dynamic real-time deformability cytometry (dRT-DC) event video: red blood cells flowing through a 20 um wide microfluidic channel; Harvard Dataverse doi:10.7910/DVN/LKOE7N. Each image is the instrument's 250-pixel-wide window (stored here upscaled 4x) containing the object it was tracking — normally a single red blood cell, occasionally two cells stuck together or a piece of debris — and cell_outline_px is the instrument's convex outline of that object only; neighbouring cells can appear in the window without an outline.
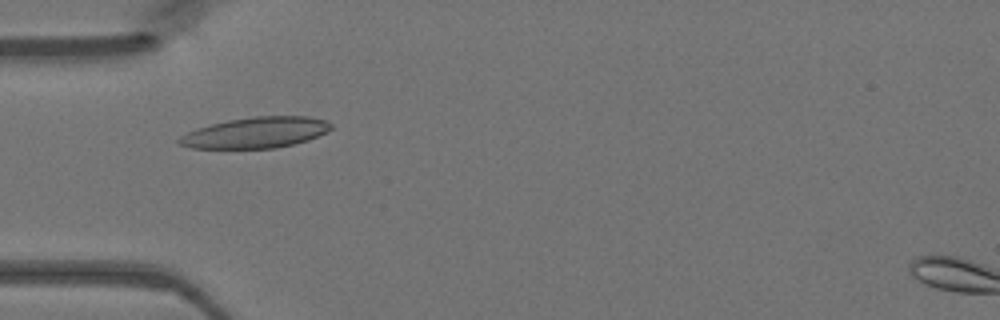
{"species": "Egyptian fruit bat (a non-hibernating species)", "species_latin": "Rousettus aegyptiacus", "temperature_condition": "warm", "stored_images_in_passage": 45, "camera_frame_rate_fps": 3000, "um_per_image_px": 0.085, "animal": {"sex": "female"}, "frame": {"image": 1, "passage_image": 12, "time_ms": 3.667, "image_size_px": [1000, 320], "cell_outline_px": [[332, 128], [328, 132], [308, 140], [276, 148], [192, 148], [180, 144], [176, 140], [180, 136], [196, 128], [228, 120], [256, 116], [308, 116], [328, 120], [332, 124]], "centroid_in_image_um": [21.78, 11.26], "position_along_channel_um": 63.2, "area_um2": 27.34}}
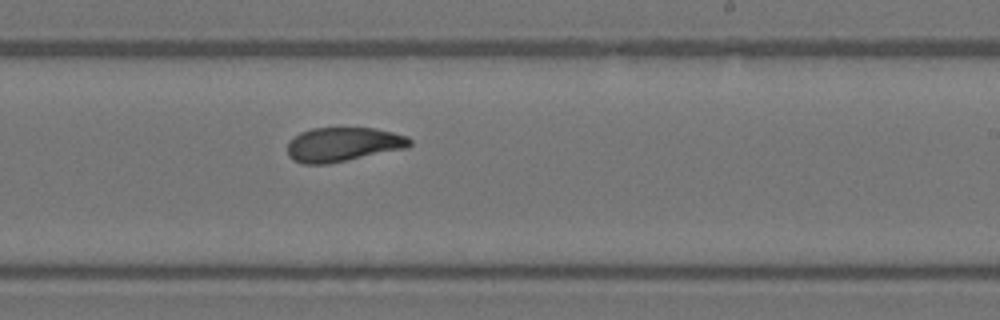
{"frame": {"image": 2, "passage_image": 26, "time_ms": 8.333, "image_size_px": [1000, 320], "cell_outline_px": [[412, 144], [408, 148], [328, 164], [304, 164], [292, 160], [288, 156], [288, 140], [300, 132], [312, 128], [376, 128], [408, 136], [412, 140]], "centroid_in_image_um": [29.16, 12.28], "position_along_channel_um": 259.8, "area_um2": 24.68}}
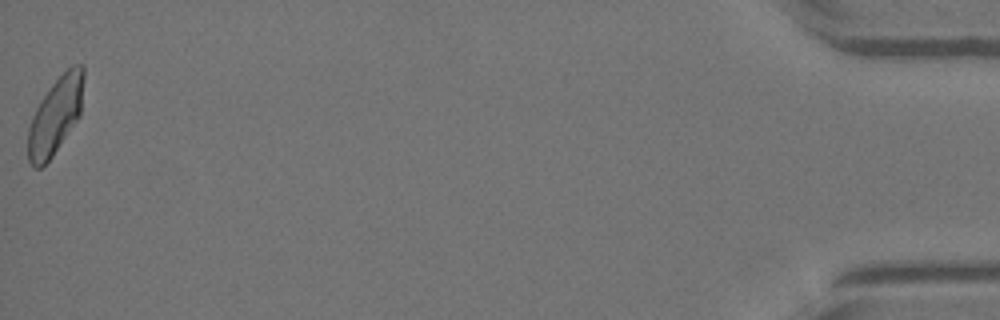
{"frame": {"image": 3, "passage_image": 45, "time_ms": 14.667, "image_size_px": [1000, 320], "cell_outline_px": [[84, 80], [80, 116], [52, 156], [40, 168], [36, 168], [28, 160], [28, 128], [32, 116], [40, 100], [48, 88], [72, 64], [84, 64]], "centroid_in_image_um": [4.73, 9.79], "position_along_channel_um": 430.5, "area_um2": 24.8}}